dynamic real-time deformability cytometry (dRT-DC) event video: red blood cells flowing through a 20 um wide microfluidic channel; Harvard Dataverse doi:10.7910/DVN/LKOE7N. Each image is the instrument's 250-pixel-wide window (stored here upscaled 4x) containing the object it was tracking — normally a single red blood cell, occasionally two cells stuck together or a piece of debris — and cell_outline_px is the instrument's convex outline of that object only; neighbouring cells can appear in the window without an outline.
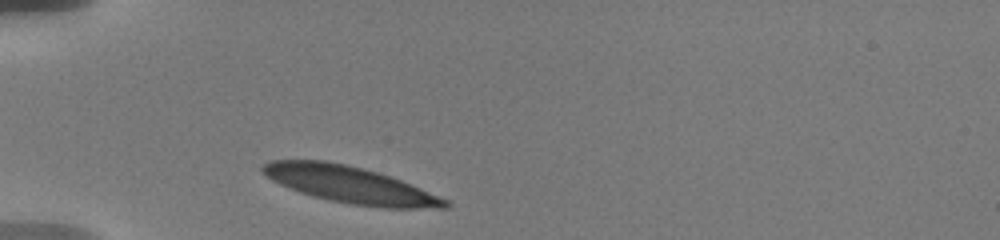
{"species": "human", "species_latin": "Homo sapiens", "temperature_condition": "warm", "stored_images_in_passage": 4, "camera_frame_rate_fps": 3000, "um_per_image_px": 0.085, "donor": {"sex": "male"}, "frame": {"image": 1, "passage_image": 1, "time_ms": 0.0, "image_size_px": [1000, 240], "cell_outline_px": [[452, 208], [380, 208], [352, 204], [328, 200], [312, 196], [300, 192], [280, 184], [272, 180], [260, 168], [260, 164], [272, 160], [324, 160], [348, 164], [364, 168], [412, 184], [448, 200], [452, 204]], "centroid_in_image_um": [29.78, 15.7], "position_along_channel_um": 55.2, "area_um2": 39.13}}
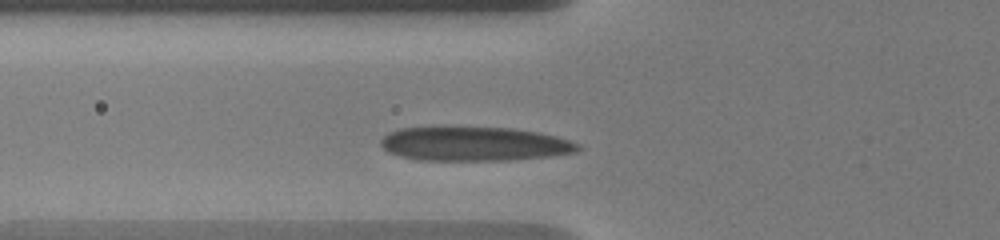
{"frame": {"image": 2, "passage_image": 3, "time_ms": 1.333, "image_size_px": [1000, 240], "cell_outline_px": [[584, 148], [576, 152], [552, 156], [512, 160], [416, 160], [400, 156], [388, 152], [380, 144], [380, 140], [388, 132], [400, 128], [444, 124], [512, 128], [540, 132], [556, 136], [580, 144]], "centroid_in_image_um": [40.28, 12.19], "position_along_channel_um": 85.5, "area_um2": 40.81}}